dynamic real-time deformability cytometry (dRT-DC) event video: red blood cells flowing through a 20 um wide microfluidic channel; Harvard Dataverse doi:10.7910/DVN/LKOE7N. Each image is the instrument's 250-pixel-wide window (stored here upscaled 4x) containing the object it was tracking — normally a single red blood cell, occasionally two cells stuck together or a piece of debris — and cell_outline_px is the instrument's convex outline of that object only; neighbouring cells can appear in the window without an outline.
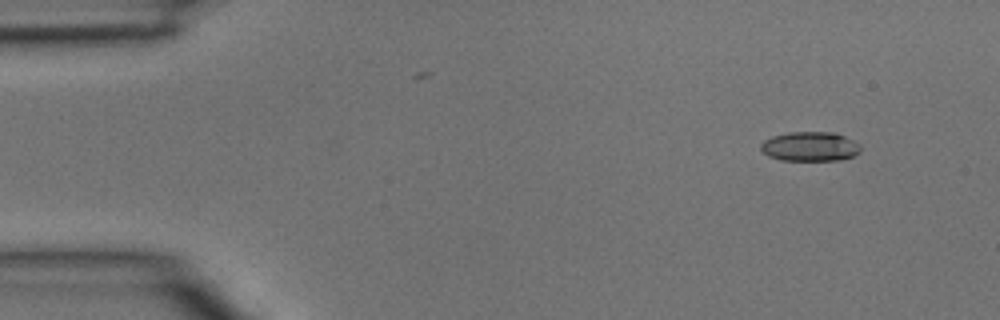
{"species": "common noctule bat (a hibernating species)", "species_latin": "Nyctalus noctula", "temperature_condition": "room temperature", "stored_images_in_passage": 4, "camera_frame_rate_fps": 3000, "um_per_image_px": 0.085, "animal": {"sex": "male", "body_mass_g": 15.6}, "frame": {"image": 1, "passage_image": 1, "time_ms": 0.0, "image_size_px": [1000, 320], "cell_outline_px": [[860, 152], [852, 156], [840, 160], [780, 160], [768, 156], [760, 148], [760, 144], [764, 140], [772, 136], [788, 132], [836, 132], [860, 144]], "centroid_in_image_um": [68.84, 12.44], "position_along_channel_um": 16.2, "area_um2": 17.17}}